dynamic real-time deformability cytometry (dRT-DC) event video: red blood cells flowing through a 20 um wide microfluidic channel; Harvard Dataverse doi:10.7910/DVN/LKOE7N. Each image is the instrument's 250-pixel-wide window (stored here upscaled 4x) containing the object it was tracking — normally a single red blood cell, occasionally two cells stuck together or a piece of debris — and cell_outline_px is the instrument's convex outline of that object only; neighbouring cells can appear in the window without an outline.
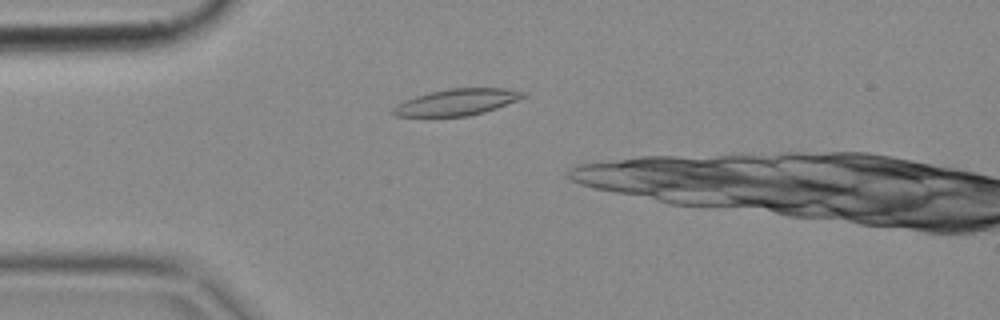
{"species": "common noctule bat (a hibernating species)", "species_latin": "Nyctalus noctula", "temperature_condition": "cold", "stored_images_in_passage": 5, "camera_frame_rate_fps": 3000, "um_per_image_px": 0.085, "animal": {"sex": "female", "body_mass_g": 18.4}, "frame": {"image": 1, "passage_image": 4, "time_ms": 1.0, "image_size_px": [1000, 320], "cell_outline_px": [[528, 96], [496, 108], [484, 112], [468, 116], [396, 116], [392, 112], [392, 108], [396, 104], [404, 100], [428, 92], [448, 88], [504, 88], [528, 92]], "centroid_in_image_um": [38.85, 8.67], "position_along_channel_um": 46.1, "area_um2": 20.11}}